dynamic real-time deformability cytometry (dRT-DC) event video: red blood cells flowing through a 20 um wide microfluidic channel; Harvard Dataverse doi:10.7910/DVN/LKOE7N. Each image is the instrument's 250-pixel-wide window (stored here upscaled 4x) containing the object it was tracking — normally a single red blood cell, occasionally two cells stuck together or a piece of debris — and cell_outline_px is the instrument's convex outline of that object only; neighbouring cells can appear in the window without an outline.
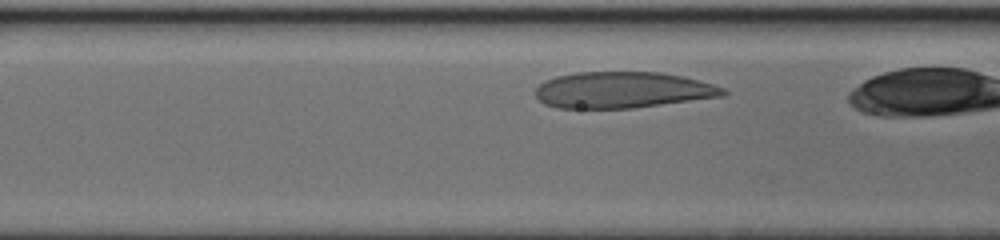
{"species": "human", "species_latin": "Homo sapiens", "temperature_condition": "cold", "stored_images_in_passage": 24, "camera_frame_rate_fps": 3000, "um_per_image_px": 0.085, "donor": {"sex": "female"}, "frame": {"image": 1, "passage_image": 4, "time_ms": 1.0, "image_size_px": [1000, 240], "cell_outline_px": [[728, 92], [724, 96], [632, 108], [556, 108], [544, 104], [536, 96], [536, 88], [540, 84], [556, 76], [576, 72], [664, 72], [684, 76], [712, 84], [724, 88]], "centroid_in_image_um": [52.94, 7.64], "position_along_channel_um": 113.7, "area_um2": 39.65}}